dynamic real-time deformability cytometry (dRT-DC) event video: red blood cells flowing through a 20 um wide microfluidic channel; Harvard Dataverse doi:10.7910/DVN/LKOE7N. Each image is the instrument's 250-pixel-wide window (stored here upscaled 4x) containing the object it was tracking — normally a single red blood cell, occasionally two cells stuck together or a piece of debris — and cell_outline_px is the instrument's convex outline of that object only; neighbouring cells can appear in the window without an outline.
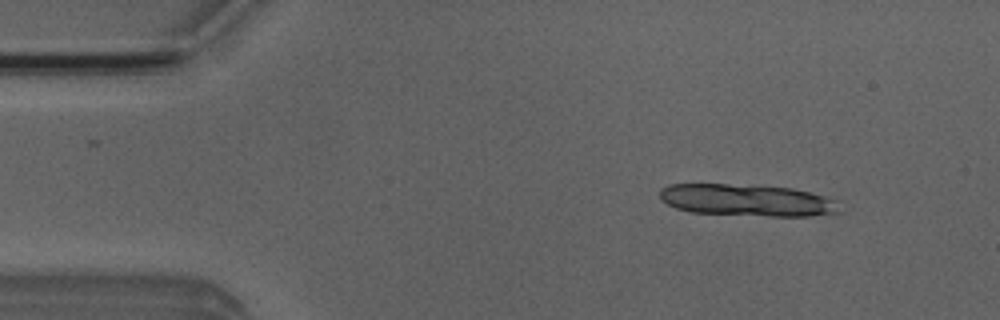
{"species": "Egyptian fruit bat (a non-hibernating species)", "species_latin": "Rousettus aegyptiacus", "temperature_condition": "room temperature", "stored_images_in_passage": 4, "camera_frame_rate_fps": 3000, "um_per_image_px": 0.085, "animal": {"sex": "male"}, "frame": {"image": 1, "passage_image": 1, "time_ms": 0.0, "image_size_px": [1000, 320], "cell_outline_px": [[844, 212], [808, 216], [768, 216], [692, 212], [676, 208], [660, 200], [660, 188], [668, 184], [728, 184], [792, 188], [824, 196], [836, 200]], "centroid_in_image_um": [63.51, 17.02], "position_along_channel_um": 21.5, "area_um2": 33.47}}